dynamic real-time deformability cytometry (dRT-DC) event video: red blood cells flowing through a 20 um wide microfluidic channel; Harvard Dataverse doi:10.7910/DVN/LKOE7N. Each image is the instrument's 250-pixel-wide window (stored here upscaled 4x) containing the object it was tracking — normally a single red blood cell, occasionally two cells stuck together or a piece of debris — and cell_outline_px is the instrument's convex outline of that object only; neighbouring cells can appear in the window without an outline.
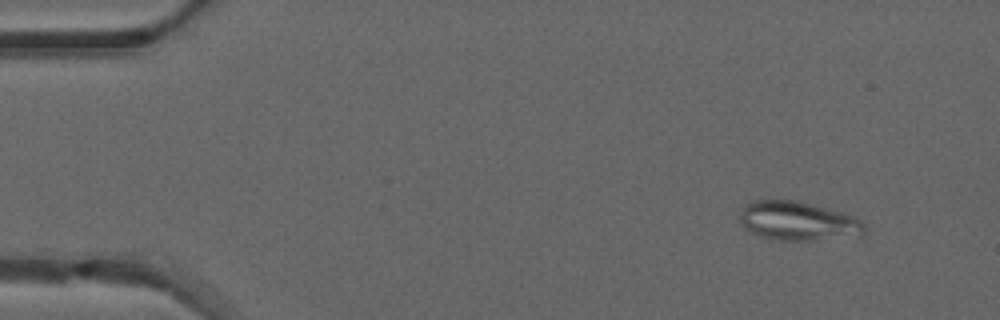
{"species": "common noctule bat (a hibernating species)", "species_latin": "Nyctalus noctula", "temperature_condition": "warm", "stored_images_in_passage": 50, "camera_frame_rate_fps": 3000, "um_per_image_px": 0.085, "animal": {"sex": "male", "forearm_length_mm": 52.5}, "frame": {"image": 1, "passage_image": 5, "time_ms": 1.333, "image_size_px": [1000, 320], "cell_outline_px": [[868, 232], [860, 236], [812, 240], [780, 240], [760, 236], [744, 228], [740, 220], [740, 212], [744, 204], [748, 200], [796, 200], [856, 216], [864, 224]], "centroid_in_image_um": [67.84, 18.78], "position_along_channel_um": 17.2, "area_um2": 28.55}}
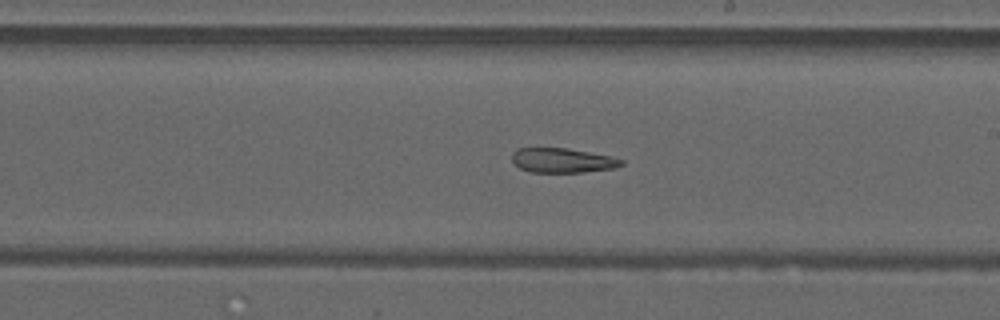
{"frame": {"image": 2, "passage_image": 29, "time_ms": 9.333, "image_size_px": [1000, 320], "cell_outline_px": [[624, 164], [612, 168], [584, 172], [532, 172], [520, 168], [512, 160], [512, 152], [516, 148], [568, 148], [612, 156], [624, 160]], "centroid_in_image_um": [47.81, 13.62], "position_along_channel_um": 241.2, "area_um2": 15.66}}
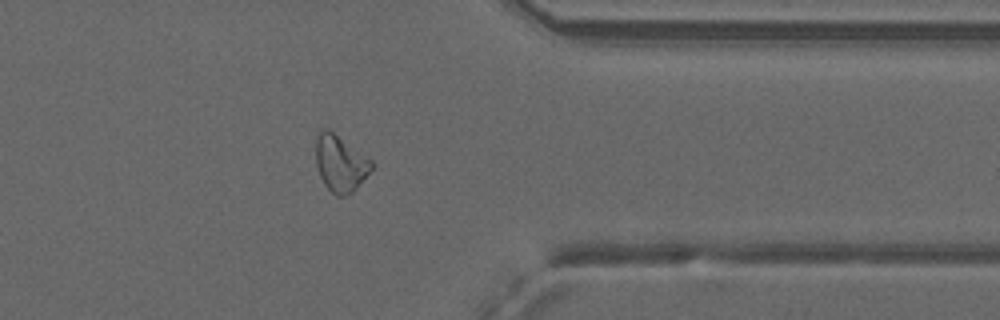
{"frame": {"image": 3, "passage_image": 40, "time_ms": 13.0, "image_size_px": [1000, 320], "cell_outline_px": [[372, 168], [356, 188], [352, 192], [344, 196], [336, 196], [324, 184], [320, 176], [316, 164], [316, 136], [320, 128], [328, 128], [372, 160]], "centroid_in_image_um": [28.9, 13.86], "position_along_channel_um": 382.5, "area_um2": 18.21}}